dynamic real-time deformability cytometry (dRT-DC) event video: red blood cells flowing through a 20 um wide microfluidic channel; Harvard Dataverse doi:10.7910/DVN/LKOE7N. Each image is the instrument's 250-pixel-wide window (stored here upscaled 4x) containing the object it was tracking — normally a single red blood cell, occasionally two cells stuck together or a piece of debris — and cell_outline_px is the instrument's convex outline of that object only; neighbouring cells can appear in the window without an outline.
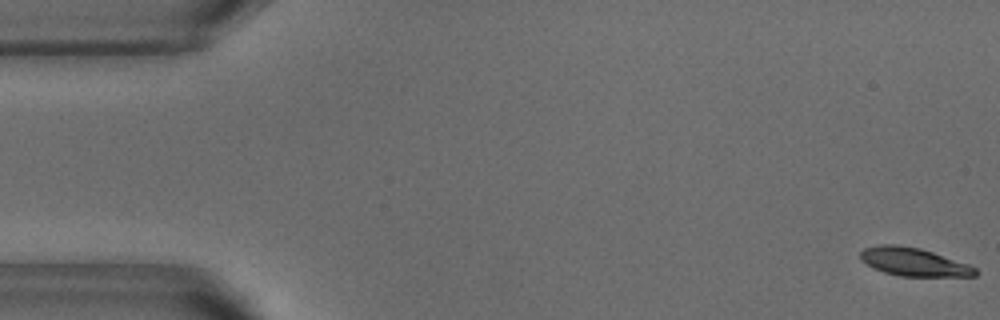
{"species": "common noctule bat (a hibernating species)", "species_latin": "Nyctalus noctula", "temperature_condition": "warm", "stored_images_in_passage": 7, "camera_frame_rate_fps": 3000, "um_per_image_px": 0.085, "animal": {"sex": "male", "body_mass_g": 18.8}, "frame": {"image": 1, "passage_image": 1, "time_ms": 0.0, "image_size_px": [1000, 320], "cell_outline_px": [[980, 272], [976, 276], [900, 276], [884, 272], [872, 268], [860, 260], [860, 252], [864, 248], [880, 244], [896, 244], [920, 248], [968, 264], [976, 268]], "centroid_in_image_um": [77.64, 22.26], "position_along_channel_um": 7.4, "area_um2": 18.96}}